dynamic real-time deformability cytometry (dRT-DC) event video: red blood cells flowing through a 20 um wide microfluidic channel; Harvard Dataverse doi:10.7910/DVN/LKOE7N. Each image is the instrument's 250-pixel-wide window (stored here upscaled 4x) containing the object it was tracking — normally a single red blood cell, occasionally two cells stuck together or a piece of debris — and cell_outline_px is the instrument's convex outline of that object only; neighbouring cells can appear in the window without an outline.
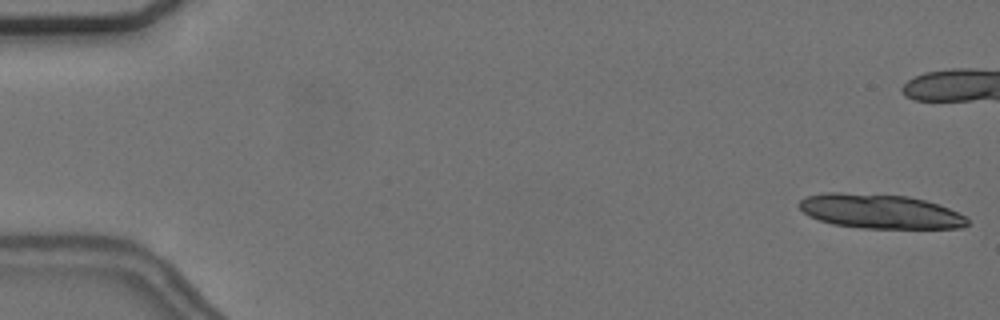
{"species": "common noctule bat (a hibernating species)", "species_latin": "Nyctalus noctula", "temperature_condition": "cold", "stored_images_in_passage": 7, "camera_frame_rate_fps": 3000, "um_per_image_px": 0.085, "animal": {"sex": "female", "body_mass_g": 24.6, "forearm_length_mm": 56.2}, "frame": {"image": 1, "passage_image": 1, "time_ms": 0.0, "image_size_px": [1000, 320], "cell_outline_px": [[968, 224], [964, 228], [860, 228], [832, 224], [808, 216], [796, 204], [804, 196], [824, 192], [840, 192], [908, 196], [924, 200], [948, 208], [964, 216], [968, 220]], "centroid_in_image_um": [74.74, 17.96], "position_along_channel_um": 10.3, "area_um2": 33.76}}